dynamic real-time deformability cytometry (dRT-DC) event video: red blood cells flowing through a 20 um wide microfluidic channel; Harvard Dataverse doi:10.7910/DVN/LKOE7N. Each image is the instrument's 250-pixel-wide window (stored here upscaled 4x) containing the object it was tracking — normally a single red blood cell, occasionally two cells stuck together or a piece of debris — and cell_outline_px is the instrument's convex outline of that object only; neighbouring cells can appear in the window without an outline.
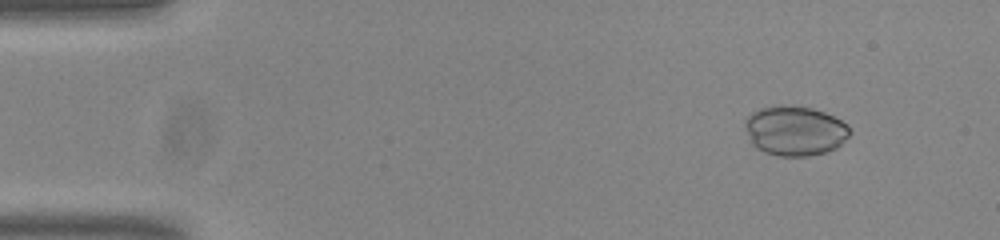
{"species": "common noctule bat (a hibernating species)", "species_latin": "Nyctalus noctula", "temperature_condition": "room temperature", "stored_images_in_passage": 54, "camera_frame_rate_fps": 3000, "um_per_image_px": 0.085, "animal": {"sex": "male", "body_mass_g": 20.0, "forearm_length_mm": 53.3}, "frame": {"image": 1, "passage_image": 6, "time_ms": 1.667, "image_size_px": [1000, 240], "cell_outline_px": [[852, 132], [836, 148], [824, 152], [808, 156], [780, 156], [764, 152], [756, 148], [752, 144], [744, 128], [744, 120], [752, 112], [760, 108], [812, 108], [824, 112], [848, 124]], "centroid_in_image_um": [67.56, 11.16], "position_along_channel_um": 17.4, "area_um2": 29.77}}
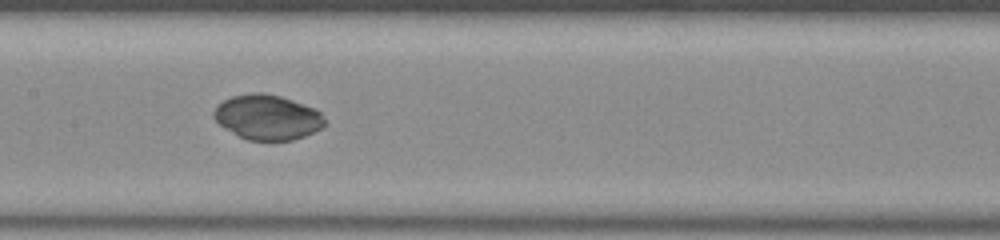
{"frame": {"image": 2, "passage_image": 27, "time_ms": 8.667, "image_size_px": [1000, 240], "cell_outline_px": [[328, 124], [304, 136], [292, 140], [248, 140], [224, 128], [212, 116], [212, 112], [216, 104], [232, 96], [252, 92], [264, 92], [280, 96], [316, 108], [320, 112]], "centroid_in_image_um": [22.72, 9.95], "position_along_channel_um": 184.7, "area_um2": 29.19}}
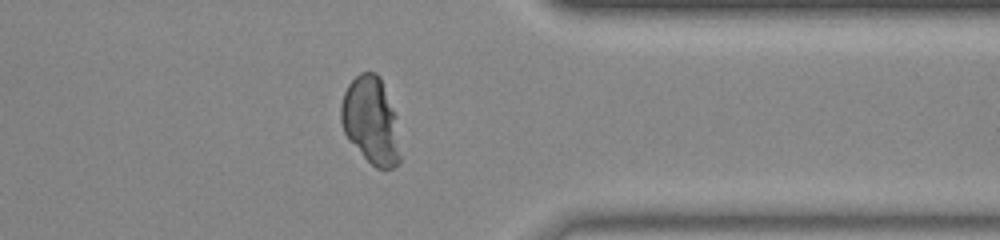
{"frame": {"image": 3, "passage_image": 43, "time_ms": 14.0, "image_size_px": [1000, 240], "cell_outline_px": [[400, 160], [392, 168], [376, 168], [364, 156], [344, 132], [340, 120], [340, 104], [344, 92], [348, 84], [360, 72], [376, 72], [380, 76], [396, 116], [400, 156]], "centroid_in_image_um": [31.52, 10.21], "position_along_channel_um": 379.9, "area_um2": 29.77}}